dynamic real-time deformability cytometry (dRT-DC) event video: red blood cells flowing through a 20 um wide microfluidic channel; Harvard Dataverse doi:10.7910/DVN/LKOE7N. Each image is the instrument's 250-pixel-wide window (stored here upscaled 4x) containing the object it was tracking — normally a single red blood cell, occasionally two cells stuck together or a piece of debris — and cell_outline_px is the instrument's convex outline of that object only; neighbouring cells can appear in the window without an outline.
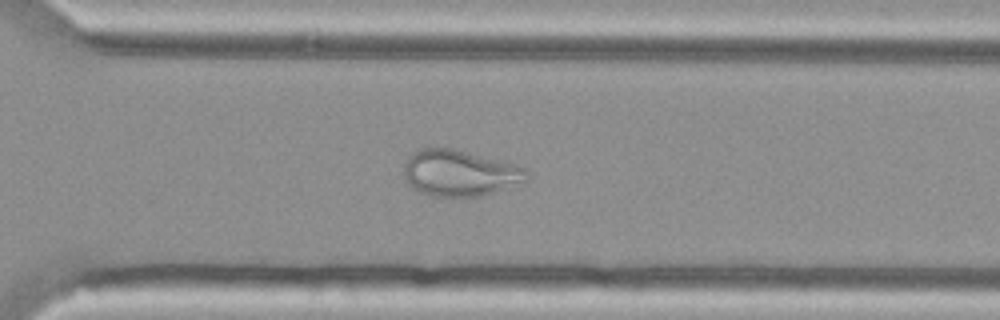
{"species": "Egyptian fruit bat (a non-hibernating species)", "species_latin": "Rousettus aegyptiacus", "temperature_condition": "cold", "stored_images_in_passage": 42, "camera_frame_rate_fps": 3000, "um_per_image_px": 0.085, "animal": {"sex": "female"}, "frame": {"image": 1, "passage_image": 26, "time_ms": 8.333, "image_size_px": [1000, 320], "cell_outline_px": [[528, 180], [480, 196], [432, 196], [420, 192], [412, 188], [408, 184], [404, 176], [404, 160], [408, 156], [420, 148], [428, 144], [432, 144], [452, 148], [516, 164], [524, 168], [528, 172]], "centroid_in_image_um": [39.0, 14.66], "position_along_channel_um": 331.6, "area_um2": 33.47}}
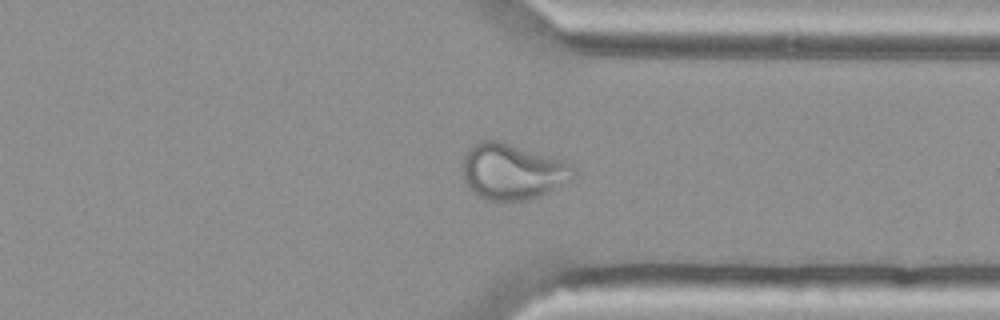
{"frame": {"image": 2, "passage_image": 29, "time_ms": 9.333, "image_size_px": [1000, 320], "cell_outline_px": [[576, 176], [572, 180], [540, 196], [528, 200], [488, 200], [472, 192], [468, 188], [464, 180], [460, 168], [464, 156], [468, 148], [472, 144], [480, 140], [500, 140], [564, 160], [572, 164], [576, 172]], "centroid_in_image_um": [43.54, 14.56], "position_along_channel_um": 367.9, "area_um2": 36.76}}